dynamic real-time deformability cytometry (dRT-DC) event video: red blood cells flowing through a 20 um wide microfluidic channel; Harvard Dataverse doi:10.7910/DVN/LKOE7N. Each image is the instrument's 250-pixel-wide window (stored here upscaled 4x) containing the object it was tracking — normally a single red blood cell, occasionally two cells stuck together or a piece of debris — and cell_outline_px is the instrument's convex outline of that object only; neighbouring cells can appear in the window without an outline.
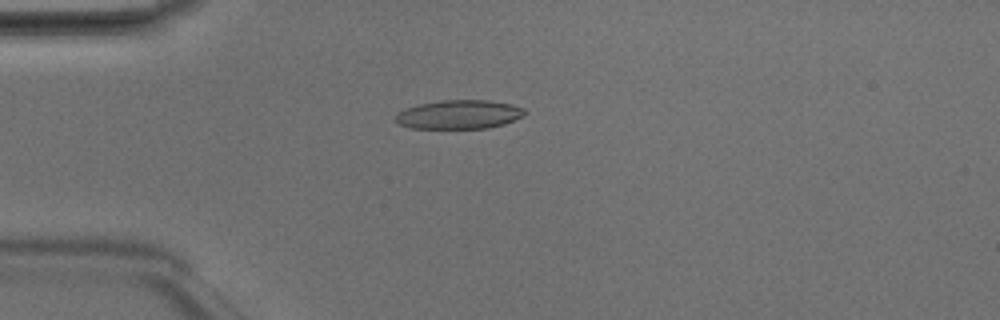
{"species": "Egyptian fruit bat (a non-hibernating species)", "species_latin": "Rousettus aegyptiacus", "temperature_condition": "room temperature", "stored_images_in_passage": 42, "camera_frame_rate_fps": 3000, "um_per_image_px": 0.085, "animal": {"sex": "male"}, "frame": {"image": 1, "passage_image": 6, "time_ms": 1.667, "image_size_px": [1000, 320], "cell_outline_px": [[528, 112], [504, 124], [488, 128], [412, 128], [400, 124], [392, 120], [396, 112], [420, 104], [440, 100], [488, 100], [512, 104], [524, 108]], "centroid_in_image_um": [38.99, 9.72], "position_along_channel_um": 46.0, "area_um2": 21.73}}
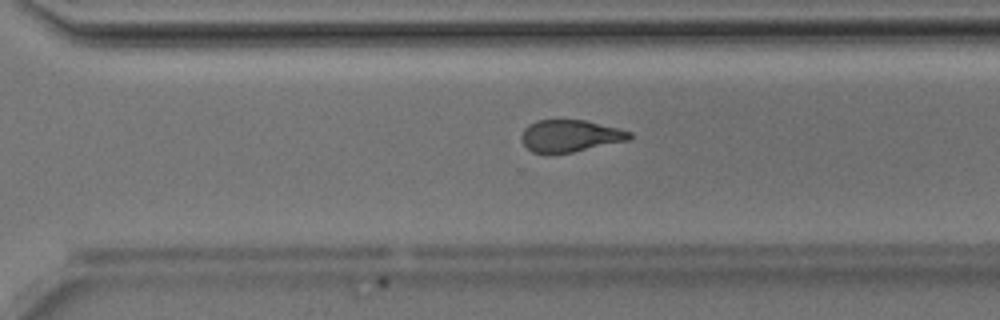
{"frame": {"image": 2, "passage_image": 27, "time_ms": 8.667, "image_size_px": [1000, 320], "cell_outline_px": [[632, 140], [552, 156], [548, 156], [532, 152], [524, 144], [520, 136], [524, 128], [528, 124], [536, 120], [584, 120], [632, 132]], "centroid_in_image_um": [48.43, 11.58], "position_along_channel_um": 322.2, "area_um2": 20.63}}
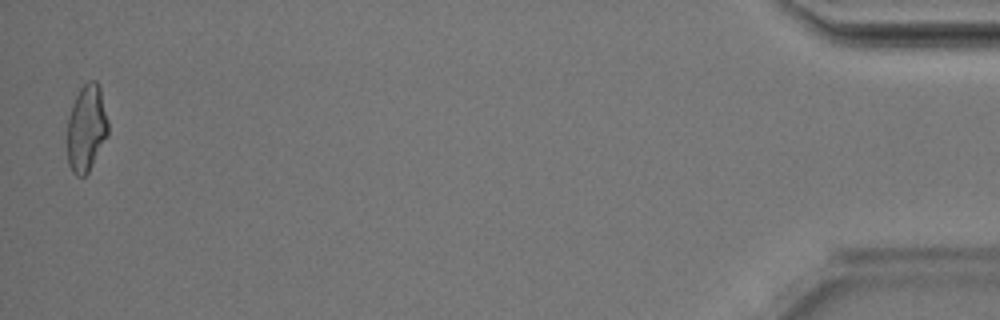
{"frame": {"image": 3, "passage_image": 41, "time_ms": 13.333, "image_size_px": [1000, 320], "cell_outline_px": [[108, 136], [88, 172], [84, 176], [76, 176], [72, 172], [68, 164], [68, 120], [72, 104], [80, 88], [88, 80], [96, 80], [100, 88], [108, 120]], "centroid_in_image_um": [7.36, 10.89], "position_along_channel_um": 427.8, "area_um2": 20.63}, "authors_computed_cell_mechanics": {"area_um2": 21.097, "velocity_mm_per_s": 4.1997, "shape_relaxation_time_tau1_ms": 8.2716, "shape_relaxation_time_tau2_ms": 2.0536, "deformation_change_tau1": 0.2318, "deformation_change_tau2": 0.1043}}